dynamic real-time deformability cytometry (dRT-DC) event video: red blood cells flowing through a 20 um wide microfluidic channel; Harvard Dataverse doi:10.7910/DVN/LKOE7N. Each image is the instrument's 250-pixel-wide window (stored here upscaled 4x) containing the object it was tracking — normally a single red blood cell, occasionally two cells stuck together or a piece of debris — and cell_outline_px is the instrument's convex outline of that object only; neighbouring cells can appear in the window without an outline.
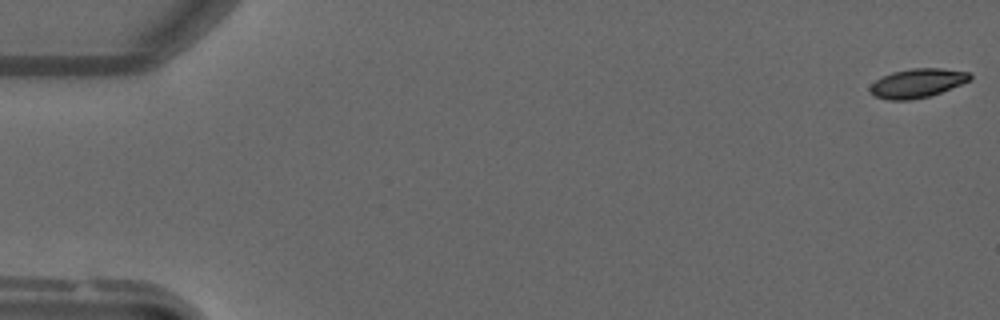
{"species": "common noctule bat (a hibernating species)", "species_latin": "Nyctalus noctula", "temperature_condition": "warm", "stored_images_in_passage": 51, "camera_frame_rate_fps": 3000, "um_per_image_px": 0.085, "animal": {"sex": "male", "forearm_length_mm": 52.5}, "frame": {"image": 1, "passage_image": 1, "time_ms": 0.0, "image_size_px": [1000, 320], "cell_outline_px": [[972, 80], [940, 92], [928, 96], [908, 100], [888, 100], [876, 96], [868, 88], [876, 80], [892, 72], [912, 68], [940, 68], [968, 72], [972, 76]], "centroid_in_image_um": [77.99, 7.06], "position_along_channel_um": 7.0, "area_um2": 16.65}}
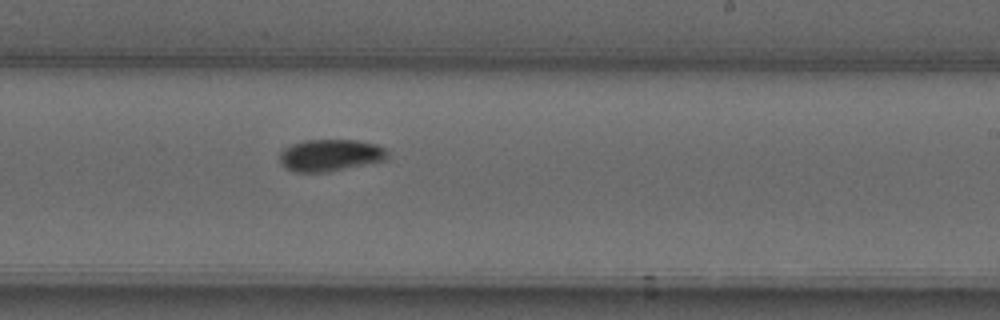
{"frame": {"image": 2, "passage_image": 31, "time_ms": 10.0, "image_size_px": [1000, 320], "cell_outline_px": [[388, 160], [328, 172], [292, 172], [280, 164], [280, 152], [284, 148], [292, 144], [304, 140], [356, 140], [376, 144], [384, 148], [388, 152]], "centroid_in_image_um": [28.08, 13.2], "position_along_channel_um": 260.9, "area_um2": 20.29}}
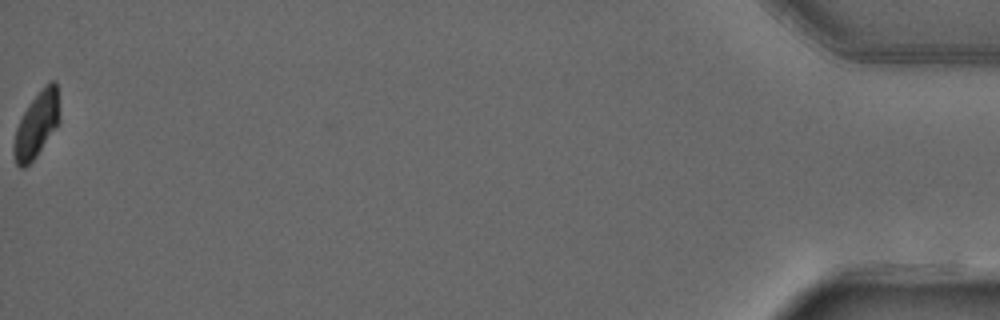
{"frame": {"image": 3, "passage_image": 51, "time_ms": 16.667, "image_size_px": [1000, 320], "cell_outline_px": [[60, 120], [36, 156], [24, 168], [20, 168], [16, 164], [12, 152], [12, 148], [16, 128], [28, 104], [48, 80], [56, 80], [60, 116]], "centroid_in_image_um": [3.1, 10.57], "position_along_channel_um": 432.1, "area_um2": 17.4}}